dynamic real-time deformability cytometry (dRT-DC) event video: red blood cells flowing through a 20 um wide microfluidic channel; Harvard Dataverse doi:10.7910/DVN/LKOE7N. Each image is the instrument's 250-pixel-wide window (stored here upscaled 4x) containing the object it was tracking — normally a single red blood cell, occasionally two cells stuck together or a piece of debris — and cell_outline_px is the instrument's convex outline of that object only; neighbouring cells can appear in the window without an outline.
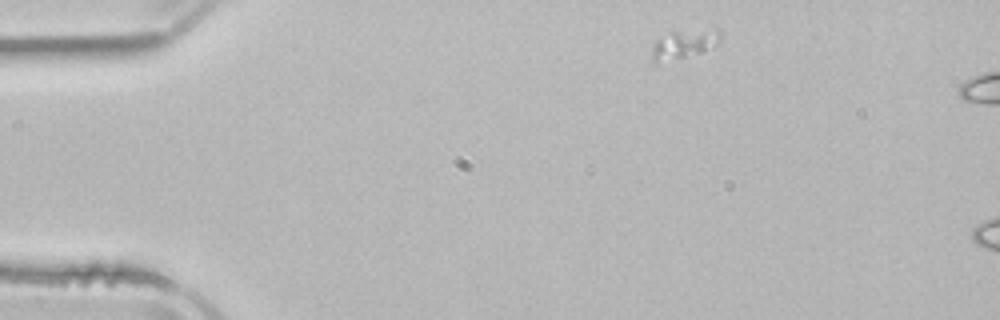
{"species": "common noctule bat (a hibernating species)", "species_latin": "Nyctalus noctula", "temperature_condition": "room temperature", "stored_images_in_passage": 3, "camera_frame_rate_fps": 3000, "um_per_image_px": 0.085, "animal": {"sex": "male", "body_mass_g": 21.5, "forearm_length_mm": 52.0}, "frame": {"image": 1, "passage_image": 1, "time_ms": 0.0, "image_size_px": [1000, 320], "cell_outline_px": [[720, 40], [712, 48], [704, 52], [656, 64], [652, 60], [652, 44], [656, 40], [672, 32], [716, 28], [720, 32]], "centroid_in_image_um": [58.14, 3.77], "position_along_channel_um": 26.9, "area_um2": 11.56}}